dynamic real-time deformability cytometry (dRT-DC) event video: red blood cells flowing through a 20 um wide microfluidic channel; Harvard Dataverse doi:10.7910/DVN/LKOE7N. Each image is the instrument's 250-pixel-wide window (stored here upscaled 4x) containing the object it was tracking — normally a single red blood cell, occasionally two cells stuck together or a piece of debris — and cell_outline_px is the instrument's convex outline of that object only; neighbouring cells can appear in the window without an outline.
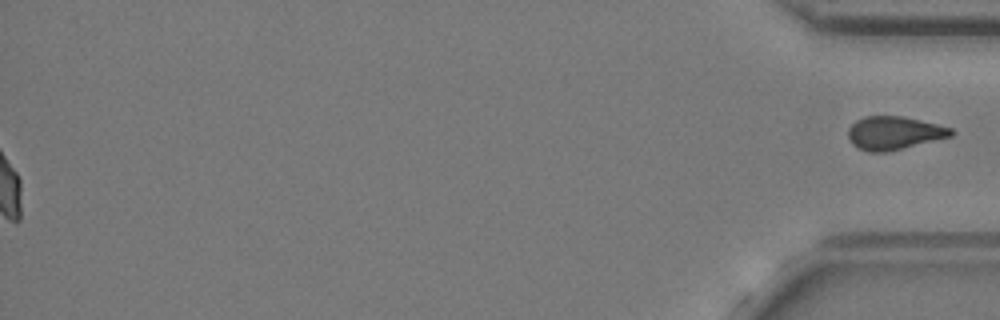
{"species": "common noctule bat (a hibernating species)", "species_latin": "Nyctalus noctula", "temperature_condition": "cold", "stored_images_in_passage": 49, "segment_of_instrument_passage": [2, 2], "camera_frame_rate_fps": 3000, "um_per_image_px": 0.085, "animal": {"sex": "female", "body_mass_g": 24.6, "forearm_length_mm": 56.2}, "frame": {"image": 1, "passage_image": 49, "time_ms": 16.0, "image_size_px": [1000, 320], "cell_outline_px": [[956, 132], [952, 136], [884, 152], [868, 152], [852, 144], [848, 140], [848, 128], [856, 120], [864, 116], [904, 116], [952, 128]], "centroid_in_image_um": [75.97, 11.29], "position_along_channel_um": 359.2, "area_um2": 19.83}}